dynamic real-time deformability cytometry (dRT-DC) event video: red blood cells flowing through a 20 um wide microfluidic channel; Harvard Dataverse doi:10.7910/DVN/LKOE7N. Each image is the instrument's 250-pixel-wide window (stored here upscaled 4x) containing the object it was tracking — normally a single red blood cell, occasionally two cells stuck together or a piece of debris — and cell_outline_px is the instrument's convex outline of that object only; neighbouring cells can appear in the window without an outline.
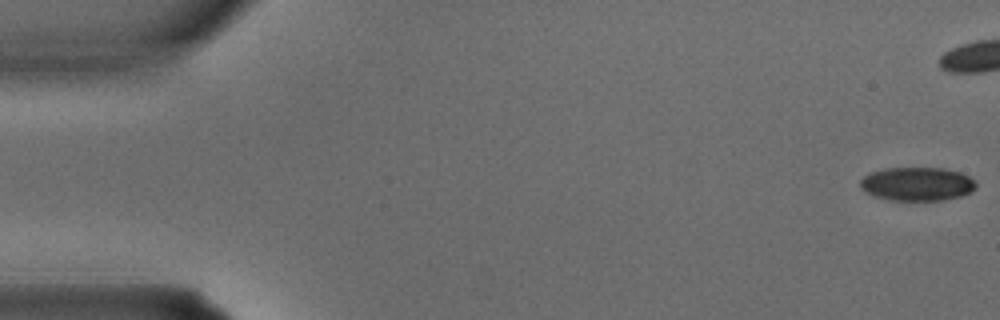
{"species": "common noctule bat (a hibernating species)", "species_latin": "Nyctalus noctula", "temperature_condition": "warm", "stored_images_in_passage": 2, "segment_of_instrument_passage": [2, 2], "camera_frame_rate_fps": 3000, "um_per_image_px": 0.085, "animal": {"sex": "male", "body_mass_g": 15.6}, "frame": {"image": 1, "passage_image": 2, "time_ms": 0.333, "image_size_px": [1000, 320], "cell_outline_px": [[976, 188], [972, 192], [960, 196], [944, 200], [892, 200], [872, 196], [860, 188], [860, 180], [864, 176], [872, 172], [884, 168], [944, 168], [960, 172], [968, 176], [976, 184]], "centroid_in_image_um": [77.94, 15.64], "position_along_channel_um": 7.1, "area_um2": 22.72}}